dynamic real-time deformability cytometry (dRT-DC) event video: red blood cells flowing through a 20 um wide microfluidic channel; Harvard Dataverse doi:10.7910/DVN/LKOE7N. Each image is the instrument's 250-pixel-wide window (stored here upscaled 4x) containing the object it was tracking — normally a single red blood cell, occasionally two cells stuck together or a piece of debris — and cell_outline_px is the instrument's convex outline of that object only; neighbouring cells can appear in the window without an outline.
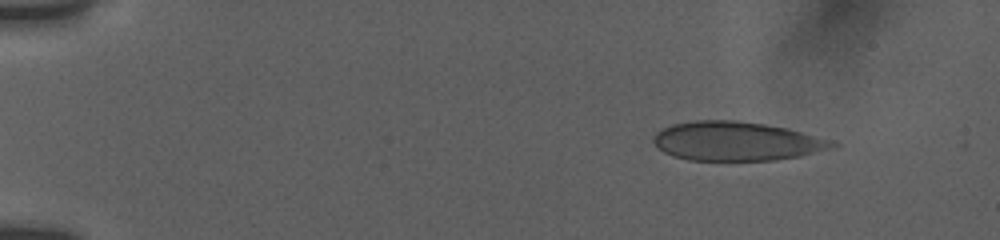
{"species": "human", "species_latin": "Homo sapiens", "temperature_condition": "room temperature", "stored_images_in_passage": 21, "camera_frame_rate_fps": 3000, "um_per_image_px": 0.085, "donor": {"sex": "female"}, "frame": {"image": 1, "passage_image": 3, "time_ms": 0.667, "image_size_px": [1000, 240], "cell_outline_px": [[836, 144], [824, 148], [796, 156], [768, 160], [688, 160], [664, 152], [652, 140], [664, 128], [672, 124], [696, 120], [728, 120], [760, 124], [780, 128], [796, 132]], "centroid_in_image_um": [62.38, 12.01], "position_along_channel_um": 22.6, "area_um2": 38.44}}
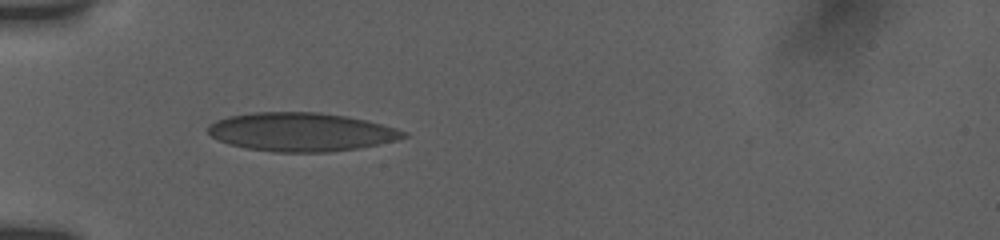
{"frame": {"image": 2, "passage_image": 20, "time_ms": 4.333, "image_size_px": [1000, 240], "cell_outline_px": [[408, 136], [376, 144], [356, 148], [328, 152], [272, 152], [244, 148], [220, 140], [212, 136], [208, 132], [208, 128], [216, 120], [228, 116], [252, 112], [320, 112], [344, 116], [364, 120], [380, 124], [404, 132]], "centroid_in_image_um": [25.52, 11.21], "position_along_channel_um": 59.5, "area_um2": 43.29}}